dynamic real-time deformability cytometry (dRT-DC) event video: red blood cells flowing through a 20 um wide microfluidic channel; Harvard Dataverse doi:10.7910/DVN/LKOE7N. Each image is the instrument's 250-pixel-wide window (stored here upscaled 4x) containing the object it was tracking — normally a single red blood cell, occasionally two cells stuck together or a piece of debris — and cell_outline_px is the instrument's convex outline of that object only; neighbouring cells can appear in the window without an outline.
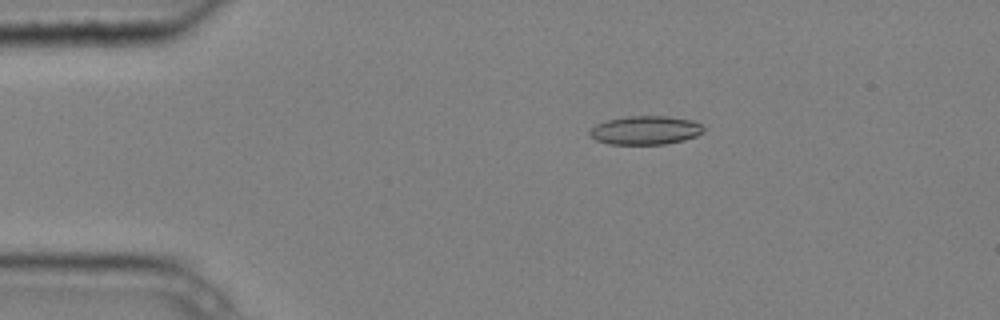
{"species": "common noctule bat (a hibernating species)", "species_latin": "Nyctalus noctula", "temperature_condition": "cold", "stored_images_in_passage": 6, "camera_frame_rate_fps": 3000, "um_per_image_px": 0.085, "animal": {"sex": "male", "body_mass_g": 20.4}, "frame": {"image": 1, "passage_image": 2, "time_ms": 0.333, "image_size_px": [1000, 320], "cell_outline_px": [[704, 132], [696, 136], [684, 140], [664, 144], [608, 144], [596, 140], [588, 136], [588, 132], [596, 124], [608, 120], [628, 116], [668, 116], [692, 120], [700, 124], [704, 128]], "centroid_in_image_um": [54.85, 11.07], "position_along_channel_um": 30.2, "area_um2": 19.07}}
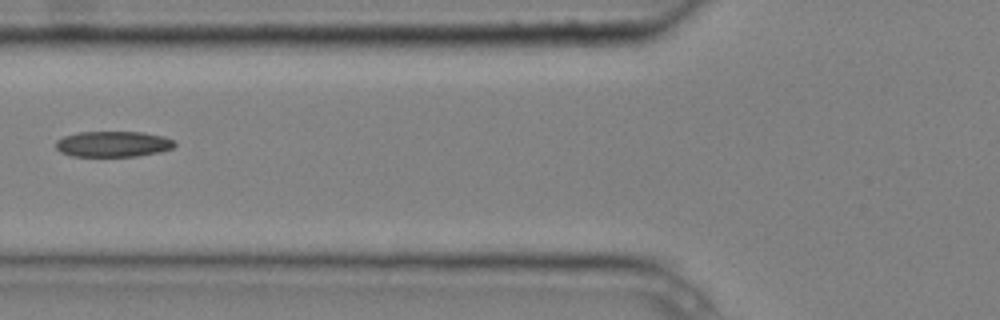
{"frame": {"image": 2, "passage_image": 5, "time_ms": 1.333, "image_size_px": [1000, 320], "cell_outline_px": [[176, 144], [172, 148], [160, 152], [136, 156], [72, 156], [60, 152], [56, 148], [56, 140], [64, 136], [80, 132], [144, 132], [164, 136], [176, 140]], "centroid_in_image_um": [9.64, 12.24], "position_along_channel_um": 116.2, "area_um2": 17.92}}
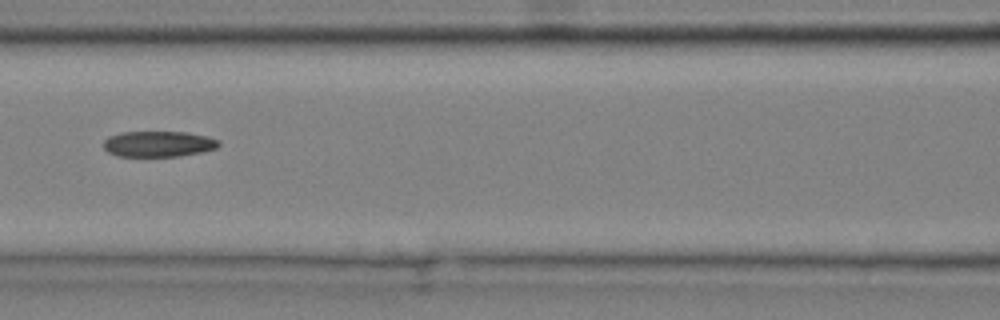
{"frame": {"image": 3, "passage_image": 6, "time_ms": 1.667, "image_size_px": [1000, 320], "cell_outline_px": [[220, 144], [216, 148], [200, 152], [180, 156], [116, 156], [108, 152], [104, 148], [104, 140], [108, 136], [120, 132], [188, 132], [208, 136], [220, 140]], "centroid_in_image_um": [13.46, 12.23], "position_along_channel_um": 153.1, "area_um2": 17.4}}